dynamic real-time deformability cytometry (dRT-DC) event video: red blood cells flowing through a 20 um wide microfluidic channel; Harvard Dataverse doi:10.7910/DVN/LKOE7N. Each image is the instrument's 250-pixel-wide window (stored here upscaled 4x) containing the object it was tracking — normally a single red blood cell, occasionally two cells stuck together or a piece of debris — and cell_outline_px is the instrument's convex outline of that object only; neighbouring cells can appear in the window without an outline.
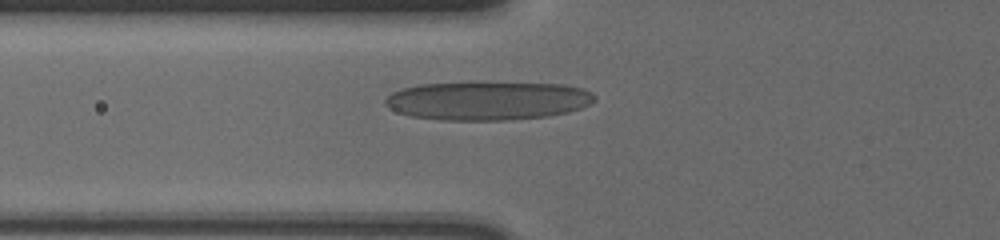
{"species": "human", "species_latin": "Homo sapiens", "temperature_condition": "cold", "stored_images_in_passage": 37, "camera_frame_rate_fps": 3000, "um_per_image_px": 0.085, "donor": {"sex": "male"}, "frame": {"image": 1, "passage_image": 9, "time_ms": 2.667, "image_size_px": [1000, 240], "cell_outline_px": [[596, 100], [592, 104], [568, 112], [548, 116], [508, 120], [444, 120], [412, 116], [400, 112], [384, 104], [384, 100], [392, 92], [404, 88], [420, 84], [564, 84], [584, 88], [592, 92], [596, 96]], "centroid_in_image_um": [41.52, 8.58], "position_along_channel_um": 84.3, "area_um2": 46.36}}
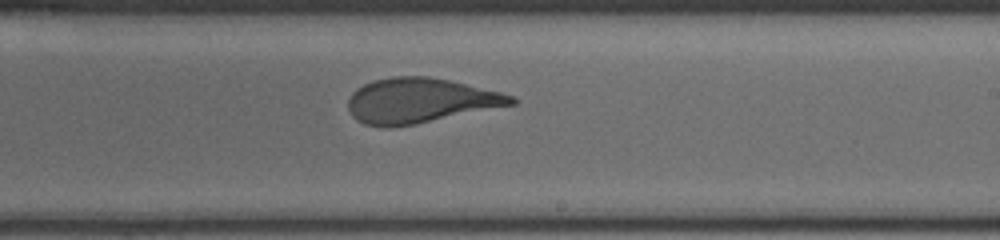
{"frame": {"image": 2, "passage_image": 23, "time_ms": 7.333, "image_size_px": [1000, 240], "cell_outline_px": [[516, 104], [412, 124], [388, 128], [384, 128], [364, 124], [356, 120], [352, 116], [348, 108], [348, 100], [352, 92], [356, 88], [372, 80], [392, 76], [428, 76], [448, 80], [500, 92], [512, 96], [516, 100]], "centroid_in_image_um": [35.63, 8.55], "position_along_channel_um": 253.4, "area_um2": 42.43}}
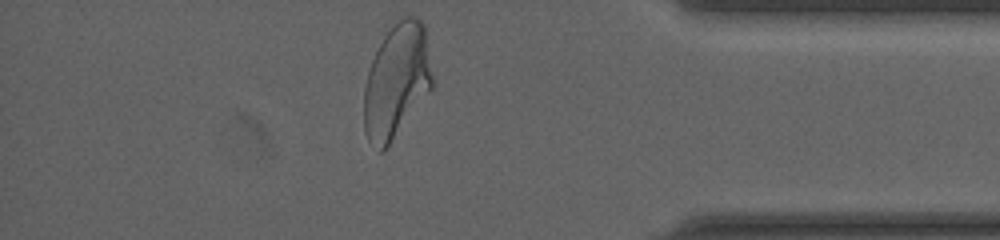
{"frame": {"image": 3, "passage_image": 37, "time_ms": 12.0, "image_size_px": [1000, 240], "cell_outline_px": [[436, 84], [384, 152], [380, 152], [368, 140], [364, 132], [364, 88], [368, 72], [372, 60], [384, 36], [404, 16], [416, 16], [424, 24]], "centroid_in_image_um": [33.75, 6.92], "position_along_channel_um": 401.4, "area_um2": 45.95}, "authors_computed_cell_mechanics": {"area_um2": 42.6564, "velocity_mm_per_s": 3.6168, "shape_relaxation_time_tau1_ms": 6.3603, "shape_relaxation_time_tau2_ms": 0.7505, "deformation_change_tau1": 0.2439, "deformation_change_tau2": 0.0774}}